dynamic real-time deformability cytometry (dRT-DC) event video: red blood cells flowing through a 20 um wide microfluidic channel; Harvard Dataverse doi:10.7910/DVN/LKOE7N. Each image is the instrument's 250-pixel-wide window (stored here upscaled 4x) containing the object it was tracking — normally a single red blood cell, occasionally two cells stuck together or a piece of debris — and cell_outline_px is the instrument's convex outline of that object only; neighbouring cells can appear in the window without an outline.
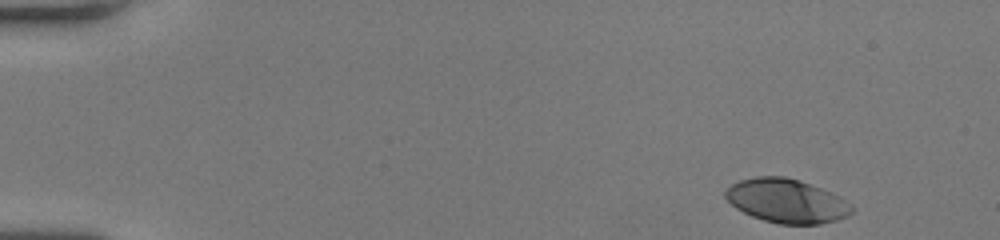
{"species": "human", "species_latin": "Homo sapiens", "temperature_condition": "room temperature", "stored_images_in_passage": 48, "camera_frame_rate_fps": 3000, "um_per_image_px": 0.085, "donor": {"sex": "female"}, "frame": {"image": 1, "passage_image": 1, "time_ms": 0.0, "image_size_px": [1000, 240], "cell_outline_px": [[852, 212], [848, 216], [836, 220], [820, 224], [780, 224], [764, 220], [752, 216], [736, 208], [724, 196], [724, 192], [732, 184], [740, 180], [756, 176], [784, 176], [800, 180], [820, 188], [836, 196], [852, 208]], "centroid_in_image_um": [66.8, 17.07], "position_along_channel_um": 18.2, "area_um2": 31.79}}
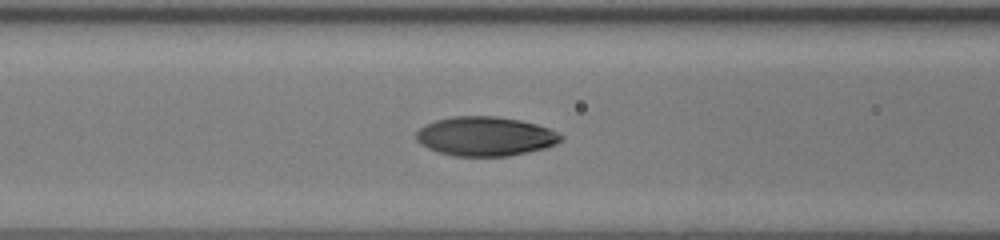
{"frame": {"image": 2, "passage_image": 19, "time_ms": 6.0, "image_size_px": [1000, 240], "cell_outline_px": [[564, 140], [556, 144], [544, 148], [528, 152], [508, 156], [452, 156], [428, 148], [420, 144], [416, 140], [416, 132], [420, 128], [436, 120], [452, 116], [496, 116], [520, 120], [536, 124], [548, 128], [564, 136]], "centroid_in_image_um": [41.26, 11.59], "position_along_channel_um": 125.3, "area_um2": 33.12}}
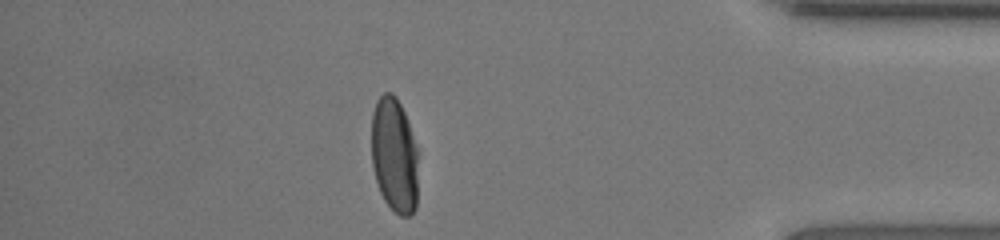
{"frame": {"image": 3, "passage_image": 42, "time_ms": 13.667, "image_size_px": [1000, 240], "cell_outline_px": [[416, 208], [408, 216], [400, 216], [384, 200], [380, 192], [372, 168], [372, 112], [376, 100], [384, 92], [392, 92], [396, 96], [404, 112], [416, 148]], "centroid_in_image_um": [33.48, 13.17], "position_along_channel_um": 401.7, "area_um2": 30.92}, "authors_computed_cell_mechanics": {"area_um2": 32.9171, "velocity_mm_per_s": 4.034, "shape_relaxation_time_tau1_ms": 3.6558, "shape_relaxation_time_tau2_ms": 0.7801, "deformation_change_tau1": 0.1931, "deformation_change_tau2": 0.0402}}